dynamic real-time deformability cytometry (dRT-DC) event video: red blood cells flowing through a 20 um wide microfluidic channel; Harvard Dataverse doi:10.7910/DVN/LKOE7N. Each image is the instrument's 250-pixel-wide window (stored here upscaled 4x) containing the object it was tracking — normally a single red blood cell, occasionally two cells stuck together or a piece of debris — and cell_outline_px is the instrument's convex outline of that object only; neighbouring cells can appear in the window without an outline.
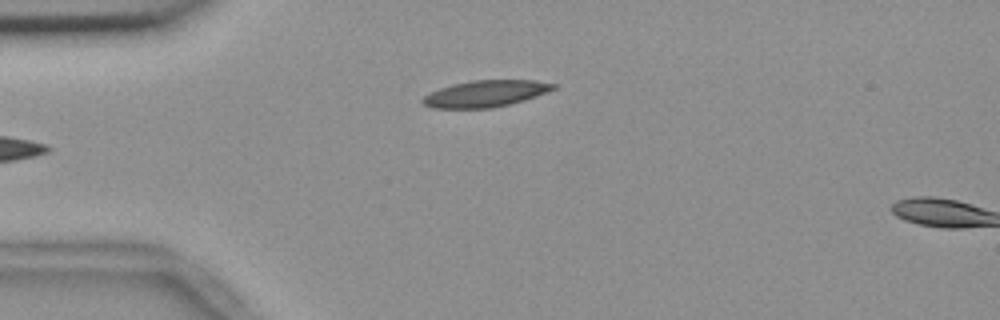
{"species": "common noctule bat (a hibernating species)", "species_latin": "Nyctalus noctula", "temperature_condition": "room temperature", "stored_images_in_passage": 3, "camera_frame_rate_fps": 3000, "um_per_image_px": 0.085, "animal": {"sex": "female", "body_mass_g": 18.4}, "frame": {"image": 1, "passage_image": 3, "time_ms": 0.667, "image_size_px": [1000, 320], "cell_outline_px": [[556, 88], [548, 92], [524, 100], [492, 108], [432, 108], [424, 104], [420, 100], [424, 96], [440, 88], [452, 84], [472, 80], [536, 80], [556, 84]], "centroid_in_image_um": [41.28, 7.95], "position_along_channel_um": 43.7, "area_um2": 20.17}}